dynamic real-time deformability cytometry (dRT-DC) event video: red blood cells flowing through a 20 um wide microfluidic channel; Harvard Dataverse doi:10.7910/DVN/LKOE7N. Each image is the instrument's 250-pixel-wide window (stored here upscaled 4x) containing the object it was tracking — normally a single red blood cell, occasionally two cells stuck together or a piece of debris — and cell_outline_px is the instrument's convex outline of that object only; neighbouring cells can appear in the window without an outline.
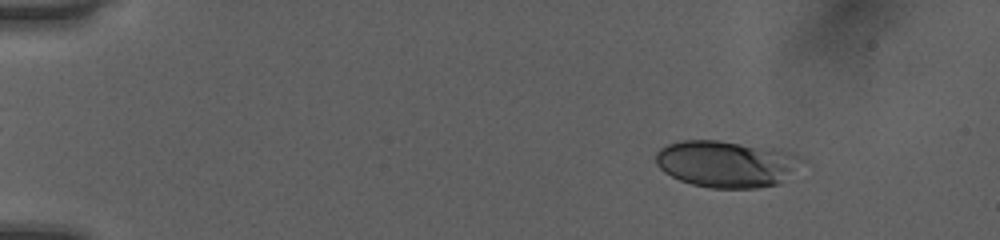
{"species": "human", "species_latin": "Homo sapiens", "temperature_condition": "room temperature", "stored_images_in_passage": 45, "camera_frame_rate_fps": 3000, "um_per_image_px": 0.085, "donor": {"sex": "female"}, "frame": {"image": 1, "passage_image": 1, "time_ms": 0.0, "image_size_px": [1000, 240], "cell_outline_px": [[796, 156], [780, 180], [776, 184], [756, 188], [712, 188], [692, 184], [680, 180], [664, 172], [656, 164], [656, 152], [660, 148], [668, 144], [684, 140], [716, 140], [772, 148]], "centroid_in_image_um": [61.48, 13.92], "position_along_channel_um": 23.5, "area_um2": 37.86}}
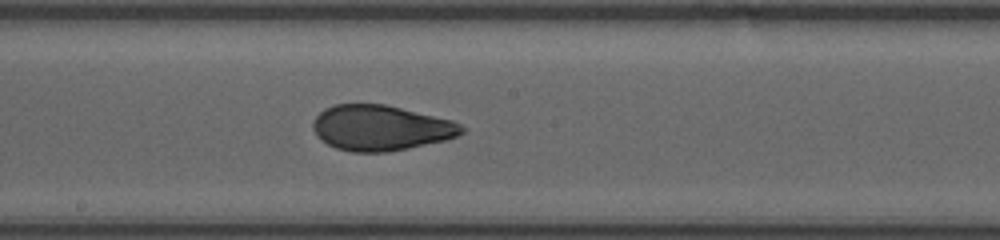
{"frame": {"image": 2, "passage_image": 23, "time_ms": 7.333, "image_size_px": [1000, 240], "cell_outline_px": [[468, 128], [464, 132], [456, 136], [444, 140], [408, 148], [388, 152], [352, 152], [336, 148], [320, 140], [316, 136], [312, 128], [312, 124], [316, 116], [324, 108], [336, 104], [384, 104], [452, 120]], "centroid_in_image_um": [32.34, 10.87], "position_along_channel_um": 215.9, "area_um2": 39.36}}
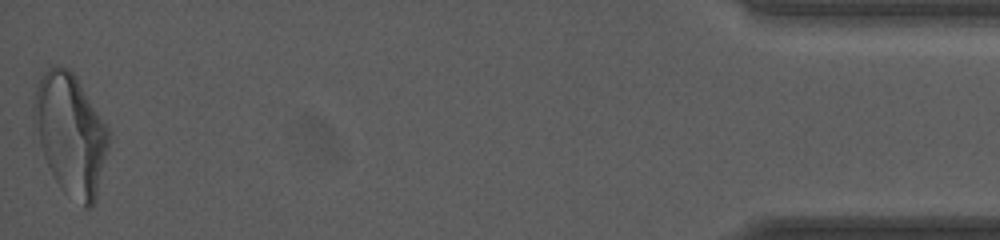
{"frame": {"image": 3, "passage_image": 45, "time_ms": 14.667, "image_size_px": [1000, 240], "cell_outline_px": [[108, 148], [96, 196], [92, 204], [88, 208], [84, 208], [64, 192], [60, 188], [52, 176], [44, 156], [40, 144], [32, 108], [36, 88], [44, 72], [52, 64], [60, 64], [68, 68], [76, 76], [108, 128]], "centroid_in_image_um": [5.98, 11.38], "position_along_channel_um": 429.2, "area_um2": 52.14}, "authors_computed_cell_mechanics": {"area_um2": 39.6508, "velocity_mm_per_s": 4.0498, "shape_relaxation_time_tau1_ms": 4.3754, "shape_relaxation_time_tau2_ms": 1.3196, "deformation_change_tau1": 0.1571, "deformation_change_tau2": 0.0736}}